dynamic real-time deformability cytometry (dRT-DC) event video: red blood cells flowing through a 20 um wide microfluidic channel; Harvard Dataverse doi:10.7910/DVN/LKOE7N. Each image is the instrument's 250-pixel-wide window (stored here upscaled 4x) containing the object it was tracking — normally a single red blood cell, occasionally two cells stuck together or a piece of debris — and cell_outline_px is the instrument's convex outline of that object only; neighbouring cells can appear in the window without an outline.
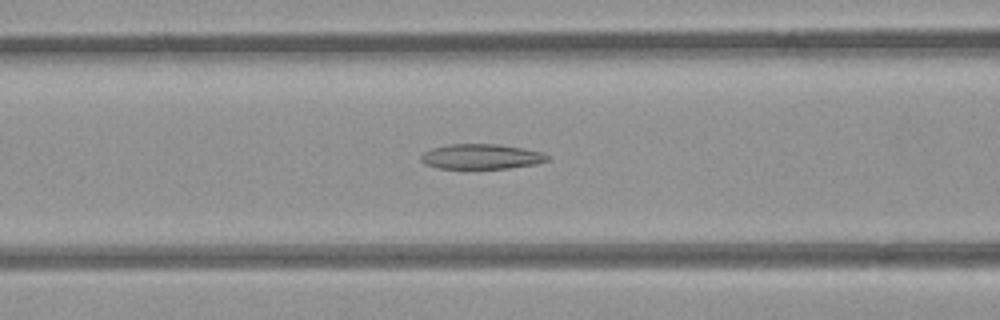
{"species": "common noctule bat (a hibernating species)", "species_latin": "Nyctalus noctula", "temperature_condition": "room temperature", "stored_images_in_passage": 38, "camera_frame_rate_fps": 3000, "um_per_image_px": 0.085, "animal": {"sex": "female", "body_mass_g": 21.9}, "frame": {"image": 1, "passage_image": 6, "time_ms": 1.667, "image_size_px": [1000, 320], "cell_outline_px": [[552, 156], [548, 160], [536, 164], [508, 168], [436, 168], [424, 164], [420, 160], [420, 156], [424, 152], [432, 148], [448, 144], [496, 144], [544, 152]], "centroid_in_image_um": [40.91, 13.31], "position_along_channel_um": 125.7, "area_um2": 18.5}}
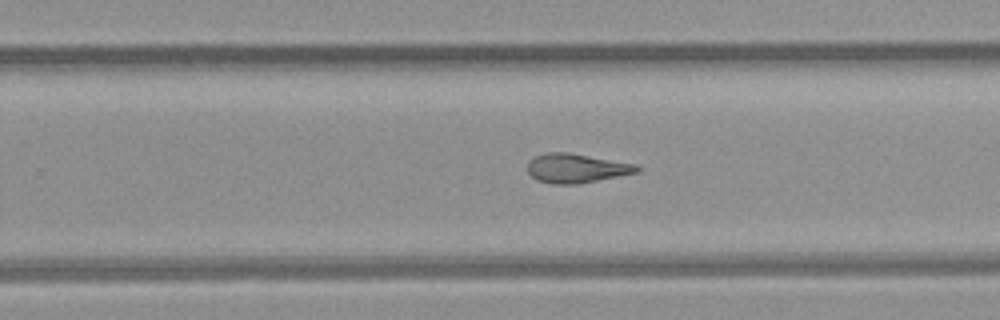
{"frame": {"image": 2, "passage_image": 18, "time_ms": 5.667, "image_size_px": [1000, 320], "cell_outline_px": [[640, 172], [580, 184], [552, 184], [536, 180], [528, 172], [528, 160], [536, 156], [548, 152], [568, 152], [636, 164], [640, 168]], "centroid_in_image_um": [49.0, 14.31], "position_along_channel_um": 280.8, "area_um2": 18.73}}
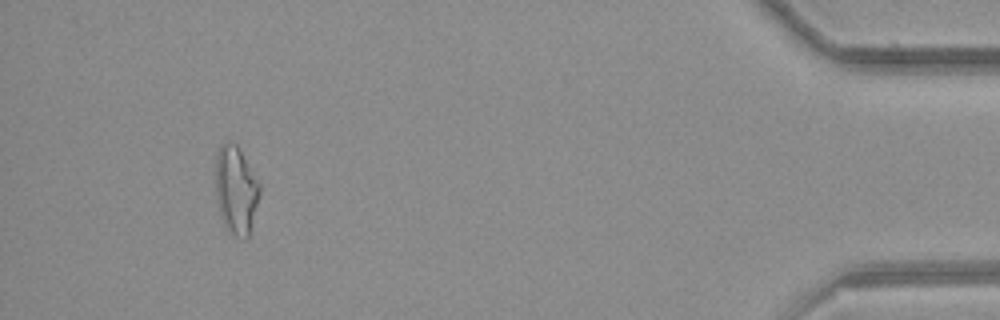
{"frame": {"image": 3, "passage_image": 34, "time_ms": 11.0, "image_size_px": [1000, 320], "cell_outline_px": [[260, 192], [248, 236], [244, 240], [228, 236], [220, 212], [216, 192], [216, 152], [220, 144], [228, 140], [236, 144], [240, 148], [260, 184]], "centroid_in_image_um": [20.04, 16.15], "position_along_channel_um": 415.2, "area_um2": 22.83}, "authors_computed_cell_mechanics": {"area_um2": 19.074, "velocity_mm_per_s": 3.8815, "shape_relaxation_time_tau1_ms": null, "shape_relaxation_time_tau2_ms": 3.2591, "deformation_change_tau1": null, "deformation_change_tau2": 0.1251}}